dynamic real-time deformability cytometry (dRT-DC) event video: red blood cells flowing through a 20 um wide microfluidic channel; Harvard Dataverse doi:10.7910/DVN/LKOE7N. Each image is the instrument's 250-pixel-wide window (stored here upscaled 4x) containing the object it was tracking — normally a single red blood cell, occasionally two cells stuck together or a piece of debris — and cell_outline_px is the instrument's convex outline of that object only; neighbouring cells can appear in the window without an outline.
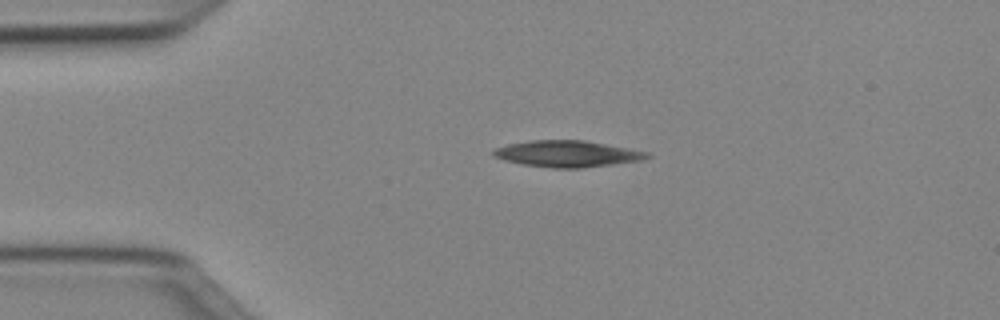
{"species": "Egyptian fruit bat (a non-hibernating species)", "species_latin": "Rousettus aegyptiacus", "temperature_condition": "cold", "stored_images_in_passage": 40, "camera_frame_rate_fps": 3000, "um_per_image_px": 0.085, "animal": {"sex": "female"}, "frame": {"image": 1, "passage_image": 1, "time_ms": 0.0, "image_size_px": [1000, 320], "cell_outline_px": [[652, 156], [644, 160], [584, 168], [552, 168], [524, 164], [504, 160], [492, 156], [492, 152], [496, 148], [508, 144], [528, 140], [584, 140], [648, 152]], "centroid_in_image_um": [48.22, 13.07], "position_along_channel_um": 36.8, "area_um2": 23.64}}
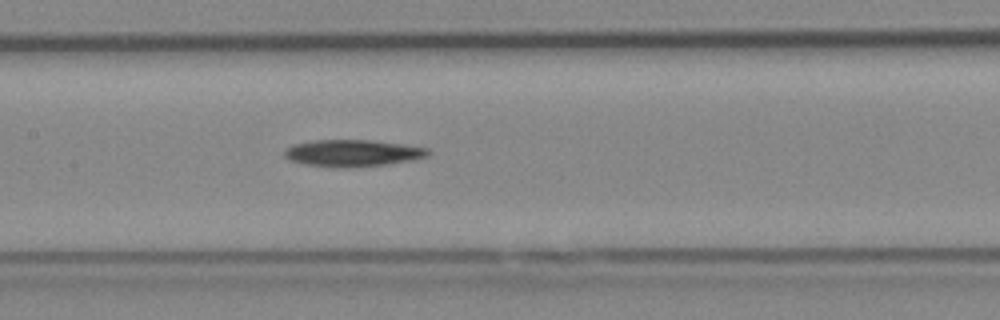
{"frame": {"image": 2, "passage_image": 14, "time_ms": 4.333, "image_size_px": [1000, 320], "cell_outline_px": [[432, 152], [428, 156], [412, 160], [388, 164], [344, 168], [336, 168], [304, 164], [292, 160], [284, 156], [284, 148], [292, 144], [312, 140], [372, 140], [428, 148]], "centroid_in_image_um": [29.95, 13.01], "position_along_channel_um": 177.4, "area_um2": 22.6}}
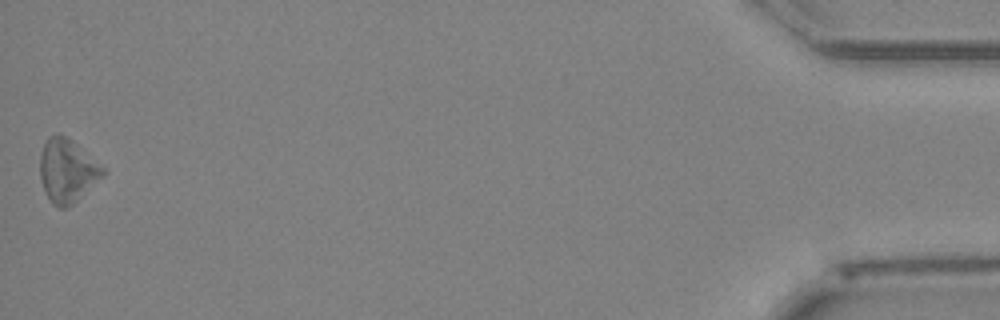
{"frame": {"image": 3, "passage_image": 40, "time_ms": 13.0, "image_size_px": [1000, 320], "cell_outline_px": [[108, 172], [104, 176], [68, 208], [60, 208], [52, 204], [44, 188], [40, 176], [40, 156], [44, 144], [48, 136], [56, 132], [60, 132], [72, 140], [104, 168]], "centroid_in_image_um": [5.72, 14.49], "position_along_channel_um": 429.5, "area_um2": 23.24}, "authors_computed_cell_mechanics": {"area_um2": 21.7617, "velocity_mm_per_s": 4.0042, "shape_relaxation_time_tau1_ms": 3.3272, "shape_relaxation_time_tau2_ms": null, "deformation_change_tau1": 0.0711, "deformation_change_tau2": null}}